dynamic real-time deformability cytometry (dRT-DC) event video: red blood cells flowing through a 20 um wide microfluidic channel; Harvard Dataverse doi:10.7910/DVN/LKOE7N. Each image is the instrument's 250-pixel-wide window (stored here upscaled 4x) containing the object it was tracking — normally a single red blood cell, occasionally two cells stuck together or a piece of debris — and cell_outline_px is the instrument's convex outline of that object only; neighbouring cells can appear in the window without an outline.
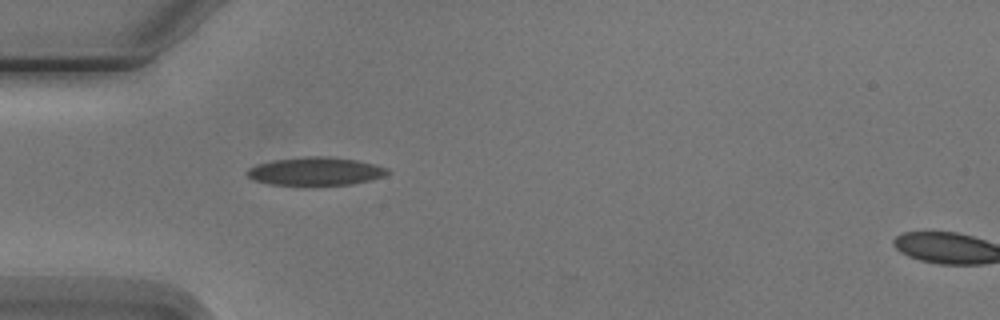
{"species": "Egyptian fruit bat (a non-hibernating species)", "species_latin": "Rousettus aegyptiacus", "temperature_condition": "cold", "stored_images_in_passage": 2, "segment_of_instrument_passage": [1, 2], "camera_frame_rate_fps": 3000, "um_per_image_px": 0.085, "animal": {"sex": "male"}, "frame": {"image": 1, "passage_image": 1, "time_ms": 0.0, "image_size_px": [1000, 320], "cell_outline_px": [[392, 172], [384, 176], [352, 184], [268, 184], [256, 180], [248, 176], [244, 172], [248, 168], [260, 164], [276, 160], [304, 156], [320, 156], [356, 160], [388, 168]], "centroid_in_image_um": [26.83, 14.55], "position_along_channel_um": 58.2, "area_um2": 22.48}}